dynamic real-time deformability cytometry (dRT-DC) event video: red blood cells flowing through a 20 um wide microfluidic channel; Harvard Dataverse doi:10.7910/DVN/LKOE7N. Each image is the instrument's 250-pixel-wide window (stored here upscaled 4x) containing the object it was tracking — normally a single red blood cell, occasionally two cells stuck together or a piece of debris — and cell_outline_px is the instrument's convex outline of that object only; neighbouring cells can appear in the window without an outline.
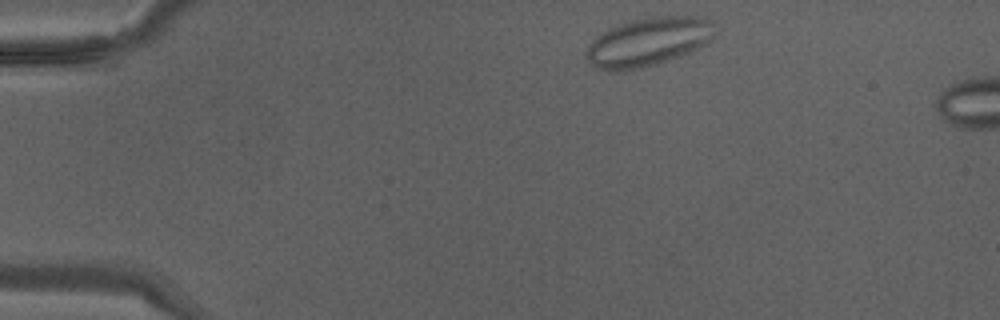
{"species": "Egyptian fruit bat (a non-hibernating species)", "species_latin": "Rousettus aegyptiacus", "temperature_condition": "warm", "stored_images_in_passage": 4, "camera_frame_rate_fps": 3000, "um_per_image_px": 0.085, "animal": {"sex": "male"}, "frame": {"image": 1, "passage_image": 1, "time_ms": 0.0, "image_size_px": [1000, 320], "cell_outline_px": [[712, 36], [708, 44], [680, 56], [644, 68], [624, 72], [608, 72], [596, 68], [584, 56], [584, 52], [588, 44], [600, 32], [608, 28], [632, 20], [652, 16], [708, 16], [712, 20]], "centroid_in_image_um": [55.05, 3.57], "position_along_channel_um": 29.9, "area_um2": 37.11}}